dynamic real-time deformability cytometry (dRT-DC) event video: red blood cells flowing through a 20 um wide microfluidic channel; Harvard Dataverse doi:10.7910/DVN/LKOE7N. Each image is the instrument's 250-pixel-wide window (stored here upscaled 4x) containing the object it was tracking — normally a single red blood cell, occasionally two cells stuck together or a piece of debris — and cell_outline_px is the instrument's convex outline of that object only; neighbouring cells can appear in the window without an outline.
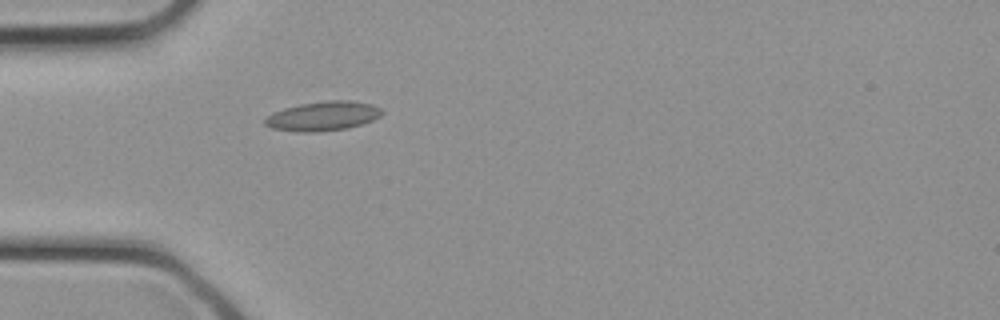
{"species": "common noctule bat (a hibernating species)", "species_latin": "Nyctalus noctula", "temperature_condition": "cold", "stored_images_in_passage": 11, "camera_frame_rate_fps": 3000, "um_per_image_px": 0.085, "animal": {"sex": "female", "body_mass_g": 21.9}, "frame": {"image": 1, "passage_image": 7, "time_ms": 2.0, "image_size_px": [1000, 320], "cell_outline_px": [[384, 112], [380, 116], [372, 120], [348, 128], [312, 132], [296, 132], [272, 128], [264, 124], [264, 120], [272, 112], [284, 108], [300, 104], [328, 100], [348, 100], [372, 104], [380, 108]], "centroid_in_image_um": [27.44, 9.86], "position_along_channel_um": 57.6, "area_um2": 19.94}}
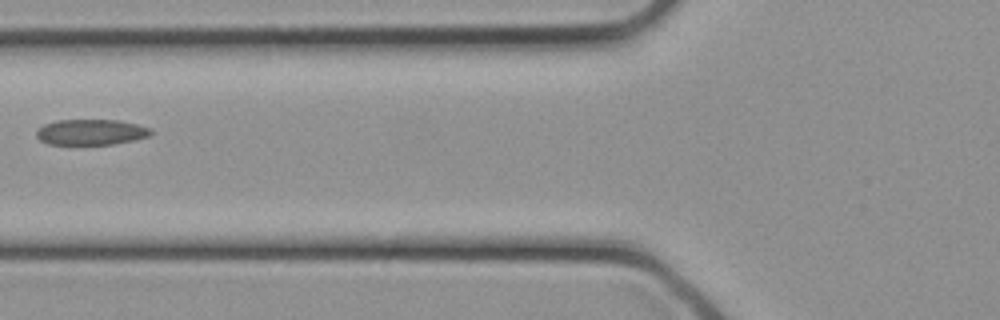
{"frame": {"image": 2, "passage_image": 10, "time_ms": 3.0, "image_size_px": [1000, 320], "cell_outline_px": [[152, 136], [136, 140], [112, 144], [48, 144], [40, 140], [36, 136], [36, 128], [44, 124], [56, 120], [120, 120], [152, 128]], "centroid_in_image_um": [7.75, 11.22], "position_along_channel_um": 118.0, "area_um2": 17.34}}